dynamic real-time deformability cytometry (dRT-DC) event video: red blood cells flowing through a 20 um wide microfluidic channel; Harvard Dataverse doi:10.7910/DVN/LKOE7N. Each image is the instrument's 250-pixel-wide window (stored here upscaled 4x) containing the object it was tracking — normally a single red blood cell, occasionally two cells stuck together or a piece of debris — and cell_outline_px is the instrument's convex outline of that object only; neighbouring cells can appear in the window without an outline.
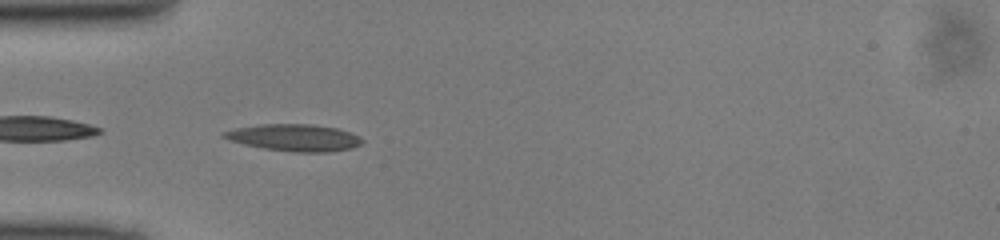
{"species": "common noctule bat (a hibernating species)", "species_latin": "Nyctalus noctula", "temperature_condition": "cold", "stored_images_in_passage": 34, "camera_frame_rate_fps": 3000, "um_per_image_px": 0.085, "animal": {"sex": "male", "body_mass_g": 13.0, "forearm_length_mm": 53.1}, "frame": {"image": 1, "passage_image": 1, "time_ms": 0.0, "image_size_px": [1000, 240], "cell_outline_px": [[364, 140], [360, 144], [352, 148], [328, 152], [292, 152], [264, 148], [244, 144], [220, 136], [220, 132], [236, 128], [260, 124], [312, 124], [340, 128], [352, 132], [360, 136]], "centroid_in_image_um": [25.06, 11.69], "position_along_channel_um": 59.9, "area_um2": 21.85}}
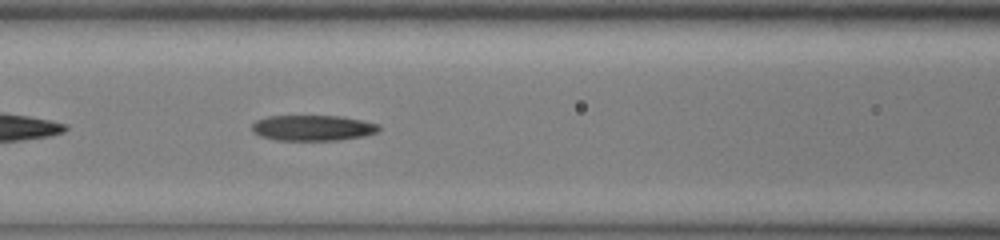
{"frame": {"image": 2, "passage_image": 7, "time_ms": 2.0, "image_size_px": [1000, 240], "cell_outline_px": [[380, 128], [376, 132], [364, 136], [340, 140], [276, 140], [260, 136], [252, 132], [252, 124], [256, 120], [268, 116], [344, 116], [380, 124]], "centroid_in_image_um": [26.59, 10.87], "position_along_channel_um": 140.0, "area_um2": 19.07}}
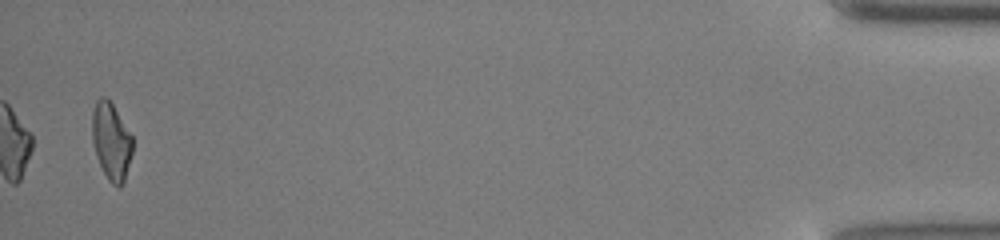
{"frame": {"image": 3, "passage_image": 34, "time_ms": 11.0, "image_size_px": [1000, 240], "cell_outline_px": [[132, 152], [124, 184], [120, 188], [116, 188], [108, 180], [96, 156], [92, 140], [92, 112], [96, 100], [100, 96], [104, 96], [112, 104], [132, 136]], "centroid_in_image_um": [9.45, 12.04], "position_along_channel_um": 425.8, "area_um2": 18.21}}